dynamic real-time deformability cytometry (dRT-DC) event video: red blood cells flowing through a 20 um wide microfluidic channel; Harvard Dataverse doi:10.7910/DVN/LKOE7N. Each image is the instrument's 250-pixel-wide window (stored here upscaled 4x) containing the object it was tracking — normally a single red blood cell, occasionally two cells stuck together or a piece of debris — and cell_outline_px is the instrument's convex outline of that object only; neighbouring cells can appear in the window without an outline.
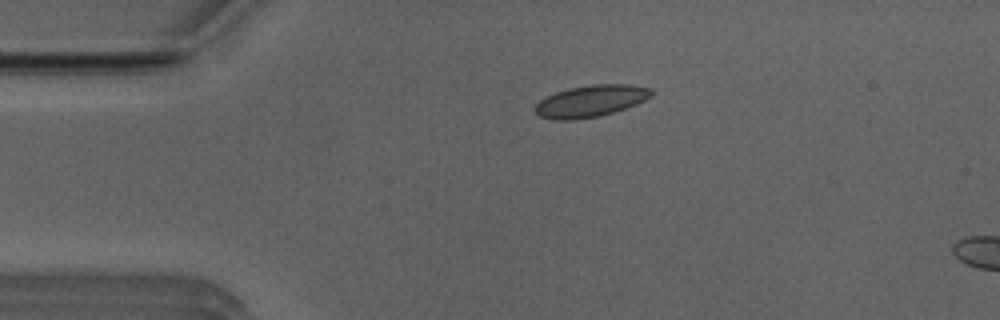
{"species": "Egyptian fruit bat (a non-hibernating species)", "species_latin": "Rousettus aegyptiacus", "temperature_condition": "room temperature", "stored_images_in_passage": 44, "camera_frame_rate_fps": 3000, "um_per_image_px": 0.085, "animal": {"sex": "male"}, "frame": {"image": 1, "passage_image": 3, "time_ms": 0.667, "image_size_px": [1000, 320], "cell_outline_px": [[652, 96], [636, 104], [600, 116], [576, 120], [552, 120], [540, 116], [532, 108], [544, 96], [568, 88], [592, 84], [628, 84], [652, 88]], "centroid_in_image_um": [50.17, 8.59], "position_along_channel_um": 34.8, "area_um2": 21.68}}
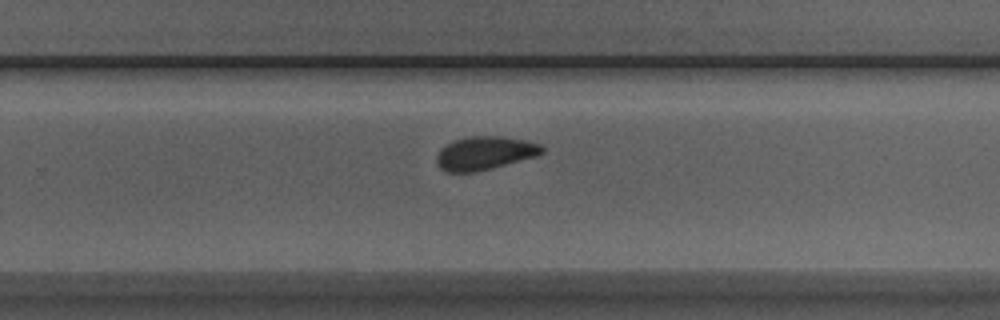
{"frame": {"image": 2, "passage_image": 25, "time_ms": 8.0, "image_size_px": [1000, 320], "cell_outline_px": [[544, 152], [536, 156], [476, 172], [444, 172], [436, 164], [436, 156], [440, 148], [452, 140], [472, 136], [504, 136], [528, 140], [540, 144], [544, 148]], "centroid_in_image_um": [41.18, 13.01], "position_along_channel_um": 288.6, "area_um2": 20.75}}
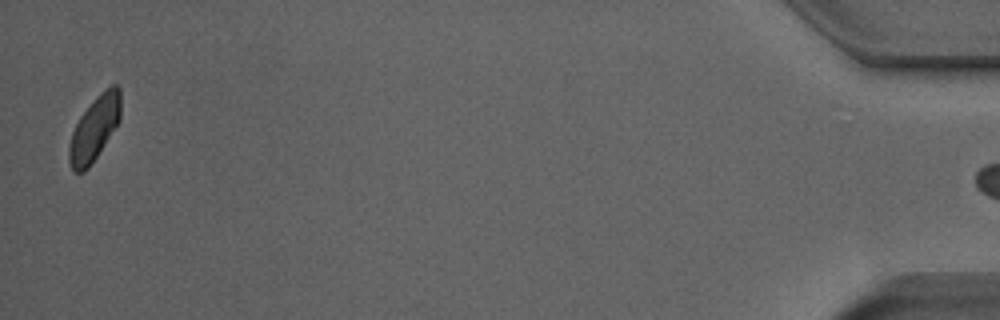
{"frame": {"image": 3, "passage_image": 43, "time_ms": 14.0, "image_size_px": [1000, 320], "cell_outline_px": [[120, 120], [88, 168], [84, 172], [76, 172], [72, 168], [68, 160], [68, 148], [72, 132], [80, 116], [96, 96], [112, 84], [116, 84], [120, 88]], "centroid_in_image_um": [8.02, 10.91], "position_along_channel_um": 427.2, "area_um2": 19.02}, "authors_computed_cell_mechanics": {"area_um2": 20.4034, "velocity_mm_per_s": 3.9534, "shape_relaxation_time_tau1_ms": 3.7816, "shape_relaxation_time_tau2_ms": 2.8636, "deformation_change_tau1": 0.0916, "deformation_change_tau2": 0.0622}}